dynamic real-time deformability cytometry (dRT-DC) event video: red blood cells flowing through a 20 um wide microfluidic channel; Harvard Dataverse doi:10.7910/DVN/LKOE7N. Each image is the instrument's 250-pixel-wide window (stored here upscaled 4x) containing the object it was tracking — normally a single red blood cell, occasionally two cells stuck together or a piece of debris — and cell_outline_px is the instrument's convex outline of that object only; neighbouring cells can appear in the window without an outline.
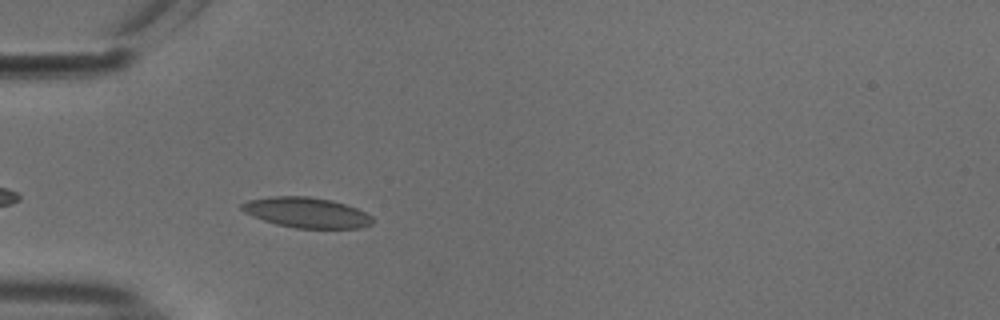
{"species": "common noctule bat (a hibernating species)", "species_latin": "Nyctalus noctula", "temperature_condition": "cold", "stored_images_in_passage": 39, "camera_frame_rate_fps": 3000, "um_per_image_px": 0.085, "animal": {"sex": "male", "body_mass_g": 18.8}, "frame": {"image": 1, "passage_image": 4, "time_ms": 1.0, "image_size_px": [1000, 320], "cell_outline_px": [[372, 224], [360, 228], [296, 228], [276, 224], [252, 216], [244, 212], [240, 208], [240, 204], [248, 200], [268, 196], [308, 196], [332, 200], [356, 208], [372, 216]], "centroid_in_image_um": [26.02, 18.06], "position_along_channel_um": 59.0, "area_um2": 23.12}}
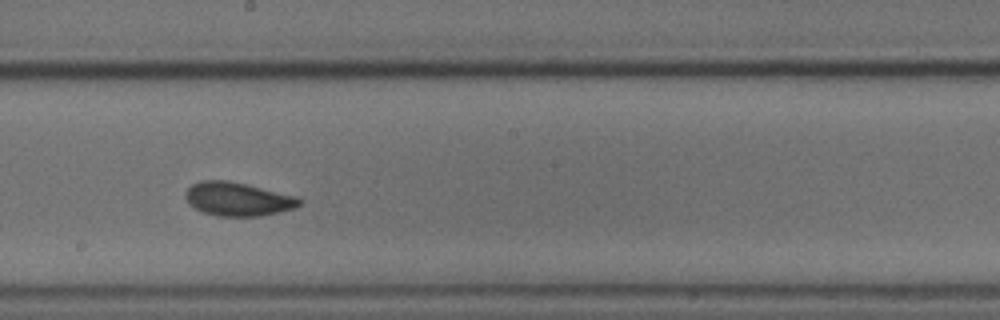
{"frame": {"image": 2, "passage_image": 18, "time_ms": 5.667, "image_size_px": [1000, 320], "cell_outline_px": [[304, 200], [296, 208], [280, 212], [260, 216], [216, 216], [204, 212], [188, 204], [184, 196], [188, 188], [192, 184], [200, 180], [224, 180], [244, 184], [296, 196]], "centroid_in_image_um": [20.21, 16.93], "position_along_channel_um": 228.0, "area_um2": 22.25}}
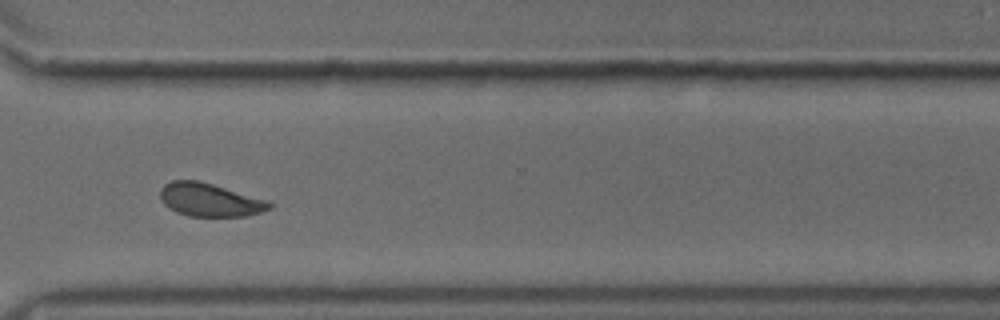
{"frame": {"image": 3, "passage_image": 28, "time_ms": 9.0, "image_size_px": [1000, 320], "cell_outline_px": [[272, 208], [260, 212], [244, 216], [188, 216], [176, 212], [168, 208], [164, 204], [160, 196], [160, 188], [164, 184], [172, 180], [196, 180], [212, 184], [268, 200], [272, 204]], "centroid_in_image_um": [17.8, 16.99], "position_along_channel_um": 352.8, "area_um2": 21.1}, "authors_computed_cell_mechanics": {"area_um2": 21.4438, "velocity_mm_per_s": 3.7479, "shape_relaxation_time_tau1_ms": 3.1067, "shape_relaxation_time_tau2_ms": 1.257, "deformation_change_tau1": 0.0936, "deformation_change_tau2": 0.0702}}